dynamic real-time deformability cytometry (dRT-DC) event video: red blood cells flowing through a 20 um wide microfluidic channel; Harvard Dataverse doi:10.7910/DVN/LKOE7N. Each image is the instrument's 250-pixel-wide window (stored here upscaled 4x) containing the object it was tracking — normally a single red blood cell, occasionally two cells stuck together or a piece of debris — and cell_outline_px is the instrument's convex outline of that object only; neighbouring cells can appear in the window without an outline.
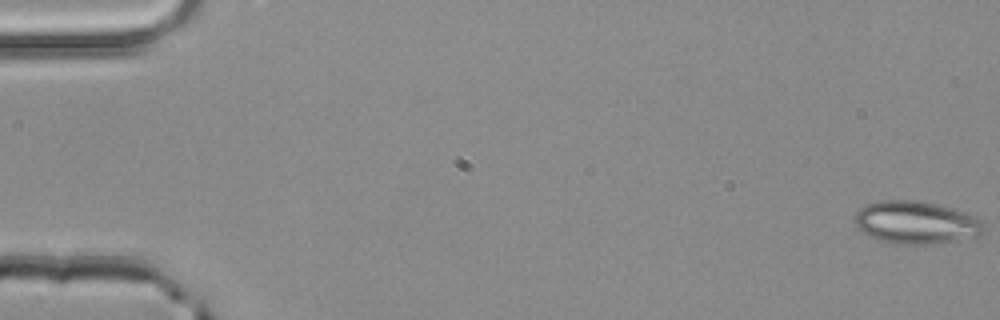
{"species": "common noctule bat (a hibernating species)", "species_latin": "Nyctalus noctula", "temperature_condition": "room temperature", "stored_images_in_passage": 53, "camera_frame_rate_fps": 3000, "um_per_image_px": 0.085, "animal": {"sex": "male", "body_mass_g": 20.4}, "frame": {"image": 1, "passage_image": 1, "time_ms": 0.0, "image_size_px": [1000, 320], "cell_outline_px": [[984, 232], [980, 236], [932, 244], [896, 244], [868, 236], [856, 228], [852, 220], [856, 212], [860, 208], [868, 204], [880, 200], [916, 200], [940, 204], [976, 216], [984, 224]], "centroid_in_image_um": [77.85, 18.91], "position_along_channel_um": 7.2, "area_um2": 32.48}}
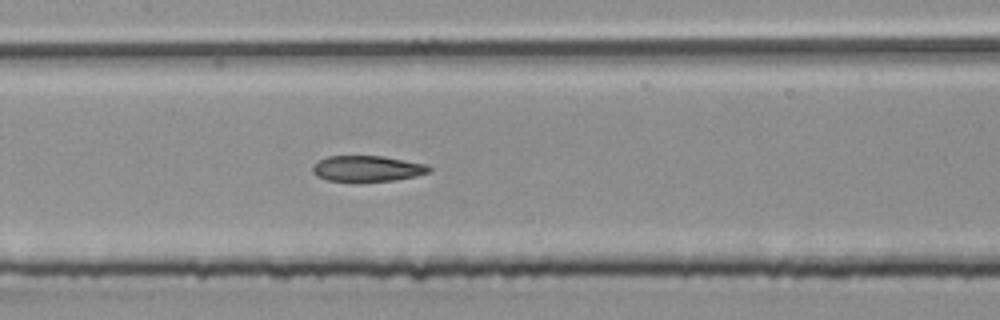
{"frame": {"image": 2, "passage_image": 26, "time_ms": 8.333, "image_size_px": [1000, 320], "cell_outline_px": [[432, 172], [416, 176], [396, 180], [360, 184], [352, 184], [324, 180], [316, 176], [312, 172], [312, 164], [328, 156], [380, 156], [428, 164], [432, 168]], "centroid_in_image_um": [31.19, 14.38], "position_along_channel_um": 176.2, "area_um2": 18.55}}
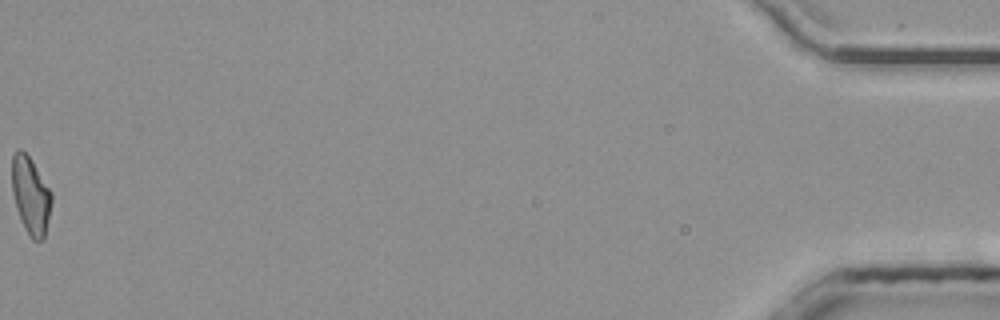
{"frame": {"image": 3, "passage_image": 53, "time_ms": 17.333, "image_size_px": [1000, 320], "cell_outline_px": [[52, 200], [44, 240], [32, 240], [28, 236], [16, 208], [12, 192], [12, 152], [16, 148], [20, 148], [28, 156], [52, 192]], "centroid_in_image_um": [2.59, 16.62], "position_along_channel_um": 432.6, "area_um2": 17.86}, "authors_computed_cell_mechanics": {"area_um2": 18.496, "velocity_mm_per_s": 4.0509, "shape_relaxation_time_tau1_ms": null, "shape_relaxation_time_tau2_ms": 3.2105, "deformation_change_tau1": null, "deformation_change_tau2": 0.1105}}